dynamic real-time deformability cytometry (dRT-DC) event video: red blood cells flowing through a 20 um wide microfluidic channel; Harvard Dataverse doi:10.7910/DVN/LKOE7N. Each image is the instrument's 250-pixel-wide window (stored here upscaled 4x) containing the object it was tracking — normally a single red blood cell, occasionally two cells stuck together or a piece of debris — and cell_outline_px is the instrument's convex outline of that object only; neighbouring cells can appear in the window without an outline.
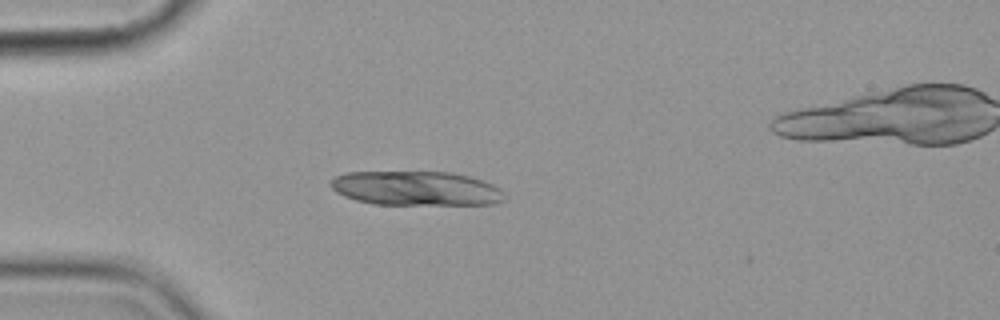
{"species": "common noctule bat (a hibernating species)", "species_latin": "Nyctalus noctula", "temperature_condition": "cold", "stored_images_in_passage": 4, "camera_frame_rate_fps": 3000, "um_per_image_px": 0.085, "animal": {"sex": "female", "body_mass_g": 19.9}, "frame": {"image": 1, "passage_image": 3, "time_ms": 2.333, "image_size_px": [1000, 320], "cell_outline_px": [[504, 200], [492, 204], [372, 204], [356, 200], [344, 196], [336, 192], [332, 188], [332, 180], [336, 176], [344, 172], [448, 172], [468, 176], [492, 184], [500, 188], [504, 192]], "centroid_in_image_um": [35.36, 16.01], "position_along_channel_um": 49.6, "area_um2": 34.56}}